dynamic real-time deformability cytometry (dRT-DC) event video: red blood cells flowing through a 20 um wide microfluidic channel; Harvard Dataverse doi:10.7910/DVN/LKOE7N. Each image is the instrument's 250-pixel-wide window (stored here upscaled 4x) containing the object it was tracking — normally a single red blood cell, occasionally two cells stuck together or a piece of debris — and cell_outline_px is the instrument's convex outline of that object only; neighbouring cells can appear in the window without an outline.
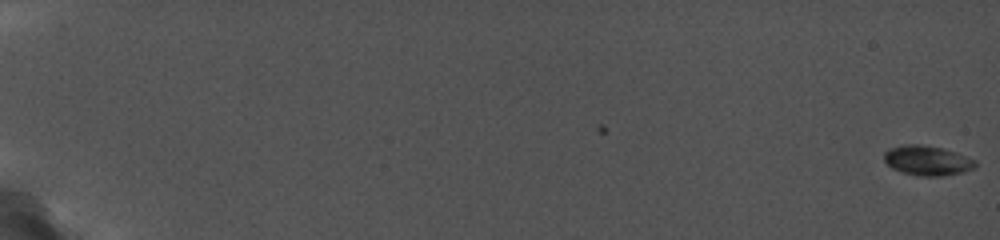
{"species": "common noctule bat (a hibernating species)", "species_latin": "Nyctalus noctula", "temperature_condition": "cold", "stored_images_in_passage": 62, "camera_frame_rate_fps": 5000, "um_per_image_px": 0.085, "animal": {"sex": "female", "body_mass_g": 19.0, "forearm_length_mm": 56.7}, "frame": {"image": 1, "passage_image": 1, "time_ms": 0.0, "image_size_px": [1000, 240], "cell_outline_px": [[976, 168], [964, 172], [940, 176], [916, 176], [900, 172], [892, 168], [884, 160], [884, 152], [888, 148], [900, 144], [924, 144], [944, 148], [956, 152], [976, 160]], "centroid_in_image_um": [78.81, 13.63], "position_along_channel_um": 6.2, "area_um2": 16.24}}
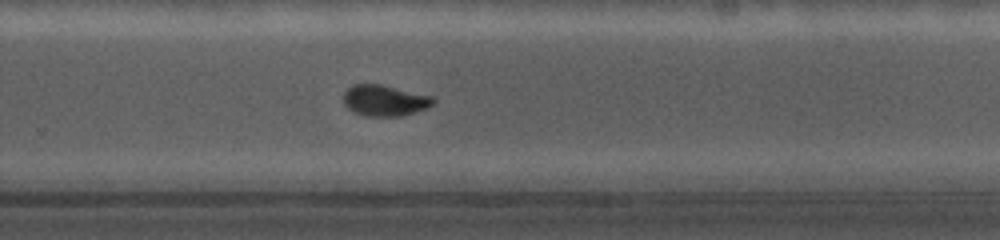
{"frame": {"image": 2, "passage_image": 49, "time_ms": 13.8, "image_size_px": [1000, 240], "cell_outline_px": [[436, 100], [428, 108], [400, 116], [364, 116], [352, 112], [344, 104], [344, 92], [348, 88], [356, 84], [380, 84], [432, 96]], "centroid_in_image_um": [32.69, 8.55], "position_along_channel_um": 297.1, "area_um2": 16.18}}
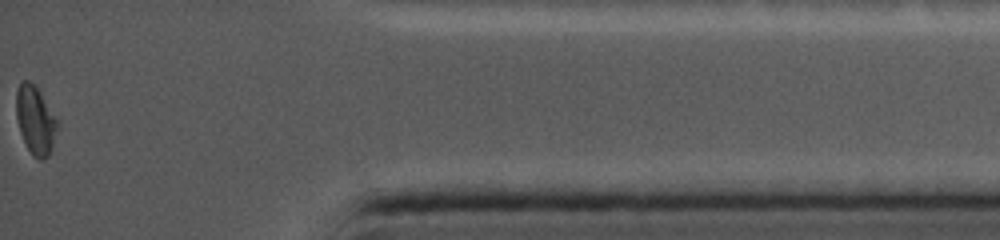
{"frame": {"image": 3, "passage_image": 62, "time_ms": 18.0, "image_size_px": [1000, 240], "cell_outline_px": [[56, 128], [52, 148], [48, 156], [40, 160], [32, 156], [20, 132], [16, 116], [16, 92], [20, 80], [28, 80], [36, 88], [56, 120]], "centroid_in_image_um": [2.95, 10.23], "position_along_channel_um": 432.2, "area_um2": 15.72}}